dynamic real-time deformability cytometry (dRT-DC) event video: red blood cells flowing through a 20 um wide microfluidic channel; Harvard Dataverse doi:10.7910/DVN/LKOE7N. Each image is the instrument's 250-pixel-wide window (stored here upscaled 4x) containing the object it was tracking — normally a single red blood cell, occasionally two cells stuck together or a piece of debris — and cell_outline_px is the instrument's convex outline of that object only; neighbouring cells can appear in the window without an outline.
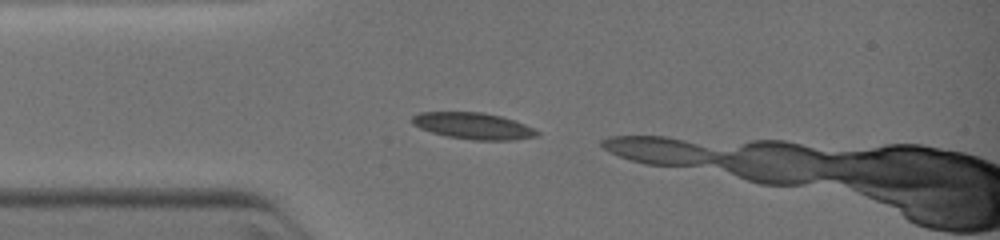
{"species": "common noctule bat (a hibernating species)", "species_latin": "Nyctalus noctula", "temperature_condition": "warm", "stored_images_in_passage": 2, "camera_frame_rate_fps": 3000, "um_per_image_px": 0.085, "animal": {"sex": "female", "body_mass_g": 19.0, "forearm_length_mm": 51.5}, "frame": {"image": 1, "passage_image": 1, "time_ms": 0.0, "image_size_px": [1000, 240], "cell_outline_px": [[540, 136], [512, 140], [472, 140], [448, 136], [432, 132], [420, 128], [412, 124], [412, 116], [420, 112], [484, 112], [516, 120], [540, 132]], "centroid_in_image_um": [40.25, 10.7], "position_along_channel_um": 44.7, "area_um2": 19.31}}